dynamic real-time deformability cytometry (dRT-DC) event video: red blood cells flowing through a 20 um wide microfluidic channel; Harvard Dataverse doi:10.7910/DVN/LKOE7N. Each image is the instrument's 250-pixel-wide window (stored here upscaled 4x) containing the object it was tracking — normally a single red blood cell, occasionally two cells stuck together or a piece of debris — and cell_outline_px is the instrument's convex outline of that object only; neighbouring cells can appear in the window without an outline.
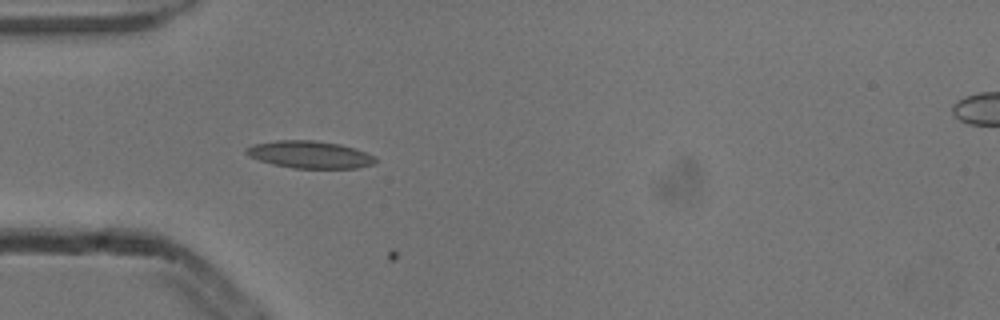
{"species": "common noctule bat (a hibernating species)", "species_latin": "Nyctalus noctula", "temperature_condition": "cold", "stored_images_in_passage": 4, "camera_frame_rate_fps": 3000, "um_per_image_px": 0.085, "animal": {"sex": "male", "body_mass_g": 13.3}, "frame": {"image": 1, "passage_image": 3, "time_ms": 0.667, "image_size_px": [1000, 320], "cell_outline_px": [[376, 164], [356, 168], [292, 168], [272, 164], [248, 156], [244, 152], [244, 148], [252, 144], [276, 140], [312, 140], [340, 144], [356, 148], [372, 156], [376, 160]], "centroid_in_image_um": [26.28, 13.13], "position_along_channel_um": 58.7, "area_um2": 20.63}}